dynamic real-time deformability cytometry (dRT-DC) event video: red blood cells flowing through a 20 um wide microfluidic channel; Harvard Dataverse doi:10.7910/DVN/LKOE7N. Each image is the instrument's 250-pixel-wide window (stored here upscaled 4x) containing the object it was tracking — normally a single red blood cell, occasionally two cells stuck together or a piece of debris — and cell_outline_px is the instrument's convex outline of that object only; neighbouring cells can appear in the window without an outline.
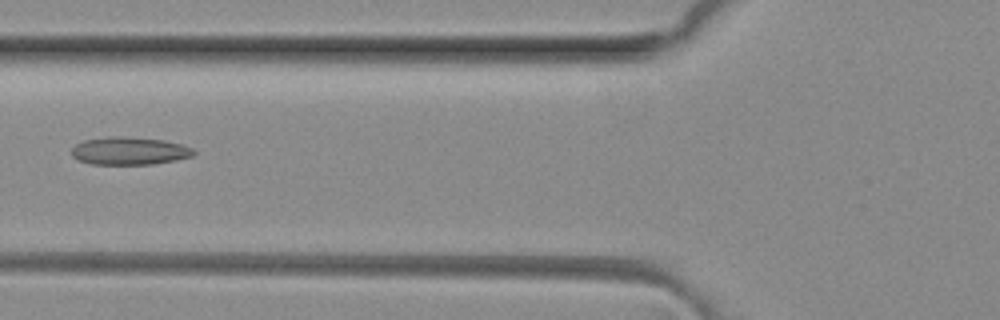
{"species": "common noctule bat (a hibernating species)", "species_latin": "Nyctalus noctula", "temperature_condition": "room temperature", "stored_images_in_passage": 6, "camera_frame_rate_fps": 3000, "um_per_image_px": 0.085, "animal": {"sex": "female", "body_mass_g": 29.2, "forearm_length_mm": 56.3}, "frame": {"image": 1, "passage_image": 5, "time_ms": 1.333, "image_size_px": [1000, 320], "cell_outline_px": [[196, 152], [192, 156], [176, 160], [152, 164], [92, 164], [76, 160], [72, 156], [72, 148], [76, 144], [84, 140], [112, 136], [120, 136], [164, 140], [180, 144], [192, 148]], "centroid_in_image_um": [10.98, 12.83], "position_along_channel_um": 114.8, "area_um2": 19.71}}
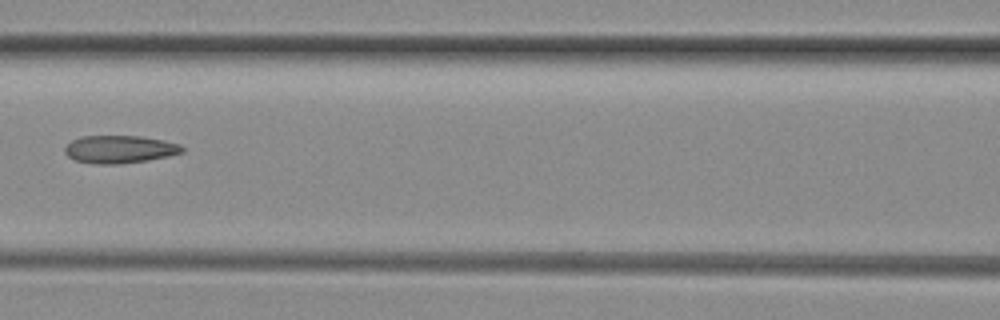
{"frame": {"image": 2, "passage_image": 6, "time_ms": 1.667, "image_size_px": [1000, 320], "cell_outline_px": [[184, 152], [168, 156], [148, 160], [120, 164], [92, 164], [76, 160], [68, 156], [64, 152], [64, 148], [72, 140], [80, 136], [140, 136], [164, 140], [180, 144], [184, 148]], "centroid_in_image_um": [10.17, 12.69], "position_along_channel_um": 156.4, "area_um2": 19.07}}